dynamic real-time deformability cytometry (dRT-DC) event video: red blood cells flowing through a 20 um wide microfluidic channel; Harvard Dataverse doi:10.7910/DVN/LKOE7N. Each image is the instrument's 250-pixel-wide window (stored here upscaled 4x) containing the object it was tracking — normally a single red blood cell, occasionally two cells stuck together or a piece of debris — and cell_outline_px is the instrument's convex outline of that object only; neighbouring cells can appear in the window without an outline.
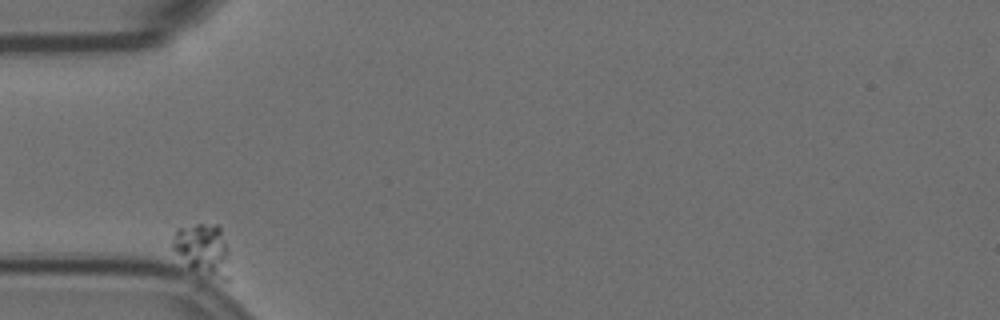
{"species": "Egyptian fruit bat (a non-hibernating species)", "species_latin": "Rousettus aegyptiacus", "temperature_condition": "room temperature", "stored_images_in_passage": 38, "camera_frame_rate_fps": 3000, "um_per_image_px": 0.085, "animal": {"sex": "female"}, "frame": {"image": 1, "passage_image": 1, "time_ms": 0.0, "image_size_px": [1000, 320], "cell_outline_px": [[232, 280], [220, 280], [188, 268], [172, 248], [172, 240], [176, 228], [196, 224], [216, 224], [220, 228], [228, 248]], "centroid_in_image_um": [17.29, 21.25], "position_along_channel_um": 67.7, "area_um2": 17.74}}
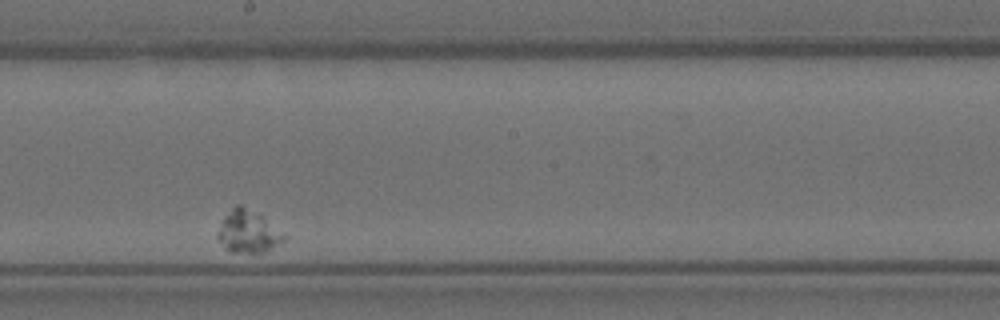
{"frame": {"image": 2, "passage_image": 22, "time_ms": 7.0, "image_size_px": [1000, 320], "cell_outline_px": [[288, 236], [284, 240], [264, 252], [228, 252], [216, 236], [216, 232], [224, 216], [236, 204], [240, 204], [260, 216]], "centroid_in_image_um": [21.04, 19.7], "position_along_channel_um": 227.2, "area_um2": 16.01}}
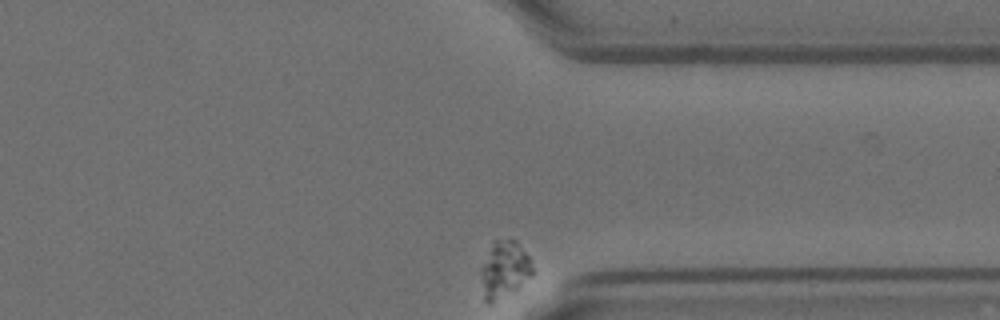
{"frame": {"image": 3, "passage_image": 38, "time_ms": 12.333, "image_size_px": [1000, 320], "cell_outline_px": [[536, 272], [532, 276], [516, 288], [488, 304], [484, 300], [484, 264], [492, 240], [516, 240], [528, 256]], "centroid_in_image_um": [42.95, 22.86], "position_along_channel_um": 368.4, "area_um2": 16.18}}